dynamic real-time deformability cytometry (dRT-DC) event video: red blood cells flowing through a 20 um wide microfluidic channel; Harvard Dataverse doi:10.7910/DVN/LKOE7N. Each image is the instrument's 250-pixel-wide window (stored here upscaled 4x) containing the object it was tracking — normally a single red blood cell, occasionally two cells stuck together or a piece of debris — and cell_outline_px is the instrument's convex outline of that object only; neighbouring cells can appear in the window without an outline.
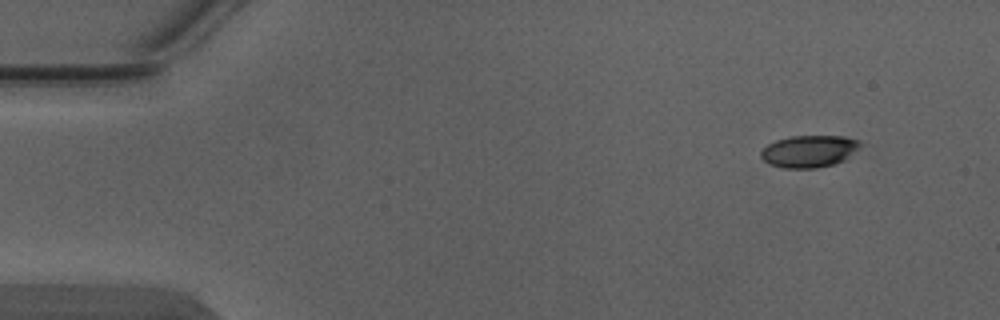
{"species": "Egyptian fruit bat (a non-hibernating species)", "species_latin": "Rousettus aegyptiacus", "temperature_condition": "warm", "stored_images_in_passage": 5, "camera_frame_rate_fps": 3000, "um_per_image_px": 0.085, "animal": {"sex": "male"}, "frame": {"image": 1, "passage_image": 2, "time_ms": 0.333, "image_size_px": [1000, 320], "cell_outline_px": [[868, 144], [844, 160], [832, 164], [816, 168], [784, 168], [768, 164], [760, 156], [760, 152], [768, 144], [776, 140], [792, 136], [844, 136], [860, 140]], "centroid_in_image_um": [68.85, 12.84], "position_along_channel_um": 16.1, "area_um2": 18.9}}
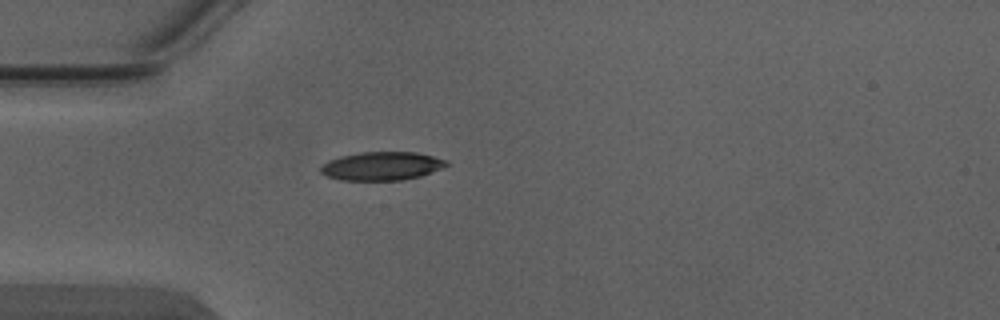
{"frame": {"image": 2, "passage_image": 5, "time_ms": 1.333, "image_size_px": [1000, 320], "cell_outline_px": [[448, 164], [432, 172], [420, 176], [400, 180], [340, 180], [328, 176], [320, 172], [320, 168], [328, 160], [340, 156], [360, 152], [416, 152], [432, 156], [444, 160]], "centroid_in_image_um": [32.41, 14.11], "position_along_channel_um": 52.6, "area_um2": 20.63}}